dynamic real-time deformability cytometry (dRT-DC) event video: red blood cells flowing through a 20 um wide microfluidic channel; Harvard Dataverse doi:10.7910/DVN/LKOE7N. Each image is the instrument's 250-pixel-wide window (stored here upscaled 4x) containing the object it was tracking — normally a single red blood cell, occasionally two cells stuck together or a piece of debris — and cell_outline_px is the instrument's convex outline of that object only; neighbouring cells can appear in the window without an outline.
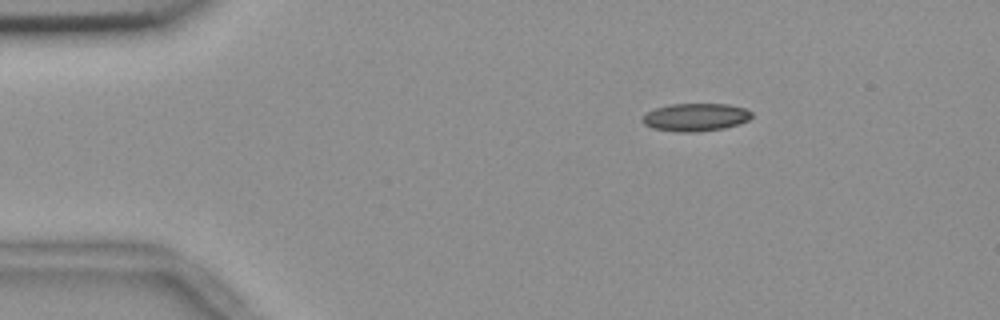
{"species": "common noctule bat (a hibernating species)", "species_latin": "Nyctalus noctula", "temperature_condition": "room temperature", "stored_images_in_passage": 4, "camera_frame_rate_fps": 3000, "um_per_image_px": 0.085, "animal": {"sex": "female", "body_mass_g": 18.4}, "frame": {"image": 1, "passage_image": 1, "time_ms": 0.0, "image_size_px": [1000, 320], "cell_outline_px": [[752, 116], [748, 120], [740, 124], [724, 128], [696, 132], [676, 132], [652, 128], [644, 124], [640, 120], [648, 112], [656, 108], [672, 104], [728, 104], [744, 108], [752, 112]], "centroid_in_image_um": [59.13, 9.97], "position_along_channel_um": 25.9, "area_um2": 17.74}}